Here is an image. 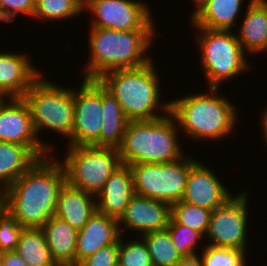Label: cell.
<instances>
[{
	"label": "cell",
	"mask_w": 267,
	"mask_h": 266,
	"mask_svg": "<svg viewBox=\"0 0 267 266\" xmlns=\"http://www.w3.org/2000/svg\"><path fill=\"white\" fill-rule=\"evenodd\" d=\"M53 154L38 159L0 195V204L23 228H41L54 216L66 174Z\"/></svg>",
	"instance_id": "cell-1"
},
{
	"label": "cell",
	"mask_w": 267,
	"mask_h": 266,
	"mask_svg": "<svg viewBox=\"0 0 267 266\" xmlns=\"http://www.w3.org/2000/svg\"><path fill=\"white\" fill-rule=\"evenodd\" d=\"M220 89L208 88L202 93H188L170 100V114L183 132L181 136L194 142L210 140V143L231 137L239 123L237 105L219 94Z\"/></svg>",
	"instance_id": "cell-2"
},
{
	"label": "cell",
	"mask_w": 267,
	"mask_h": 266,
	"mask_svg": "<svg viewBox=\"0 0 267 266\" xmlns=\"http://www.w3.org/2000/svg\"><path fill=\"white\" fill-rule=\"evenodd\" d=\"M156 31L157 29L116 31L90 27L87 41L89 57L83 65V78L98 79L106 72L140 67L155 60L152 59L154 55L152 57L148 53L156 38Z\"/></svg>",
	"instance_id": "cell-3"
},
{
	"label": "cell",
	"mask_w": 267,
	"mask_h": 266,
	"mask_svg": "<svg viewBox=\"0 0 267 266\" xmlns=\"http://www.w3.org/2000/svg\"><path fill=\"white\" fill-rule=\"evenodd\" d=\"M153 62L135 68L112 70L98 78L118 100L129 121L154 120L170 113V101H161V95H164L162 80Z\"/></svg>",
	"instance_id": "cell-4"
},
{
	"label": "cell",
	"mask_w": 267,
	"mask_h": 266,
	"mask_svg": "<svg viewBox=\"0 0 267 266\" xmlns=\"http://www.w3.org/2000/svg\"><path fill=\"white\" fill-rule=\"evenodd\" d=\"M179 131L170 113L154 120L128 121L122 144L118 147L122 165L179 160L187 154L179 141Z\"/></svg>",
	"instance_id": "cell-5"
},
{
	"label": "cell",
	"mask_w": 267,
	"mask_h": 266,
	"mask_svg": "<svg viewBox=\"0 0 267 266\" xmlns=\"http://www.w3.org/2000/svg\"><path fill=\"white\" fill-rule=\"evenodd\" d=\"M44 75L42 74L32 84L22 98L30 109L32 123L39 141L52 153L54 145L41 140L40 136L43 134L41 131H52L67 141L71 139L75 113L74 88L57 85Z\"/></svg>",
	"instance_id": "cell-6"
},
{
	"label": "cell",
	"mask_w": 267,
	"mask_h": 266,
	"mask_svg": "<svg viewBox=\"0 0 267 266\" xmlns=\"http://www.w3.org/2000/svg\"><path fill=\"white\" fill-rule=\"evenodd\" d=\"M194 28L197 34L195 42L200 51L199 62L208 88H220L223 83L243 75L241 73L252 71L251 60L246 57L248 55L234 31Z\"/></svg>",
	"instance_id": "cell-7"
},
{
	"label": "cell",
	"mask_w": 267,
	"mask_h": 266,
	"mask_svg": "<svg viewBox=\"0 0 267 266\" xmlns=\"http://www.w3.org/2000/svg\"><path fill=\"white\" fill-rule=\"evenodd\" d=\"M65 151L64 161L59 160L65 169L66 182L94 196L122 165L118 148L66 146Z\"/></svg>",
	"instance_id": "cell-8"
},
{
	"label": "cell",
	"mask_w": 267,
	"mask_h": 266,
	"mask_svg": "<svg viewBox=\"0 0 267 266\" xmlns=\"http://www.w3.org/2000/svg\"><path fill=\"white\" fill-rule=\"evenodd\" d=\"M185 155L170 163L129 165L135 194L169 203L183 198L189 169L198 161Z\"/></svg>",
	"instance_id": "cell-9"
},
{
	"label": "cell",
	"mask_w": 267,
	"mask_h": 266,
	"mask_svg": "<svg viewBox=\"0 0 267 266\" xmlns=\"http://www.w3.org/2000/svg\"><path fill=\"white\" fill-rule=\"evenodd\" d=\"M240 193V194H239ZM225 204L211 211L205 244L248 250L249 199L248 190L240 191ZM248 238V239H247Z\"/></svg>",
	"instance_id": "cell-10"
},
{
	"label": "cell",
	"mask_w": 267,
	"mask_h": 266,
	"mask_svg": "<svg viewBox=\"0 0 267 266\" xmlns=\"http://www.w3.org/2000/svg\"><path fill=\"white\" fill-rule=\"evenodd\" d=\"M83 10L84 13L89 11L87 13L92 16L89 27L116 31L157 28L147 1L145 3L142 0H85Z\"/></svg>",
	"instance_id": "cell-11"
},
{
	"label": "cell",
	"mask_w": 267,
	"mask_h": 266,
	"mask_svg": "<svg viewBox=\"0 0 267 266\" xmlns=\"http://www.w3.org/2000/svg\"><path fill=\"white\" fill-rule=\"evenodd\" d=\"M81 82L74 88V125L67 146L100 147L102 84L98 79L83 78Z\"/></svg>",
	"instance_id": "cell-12"
},
{
	"label": "cell",
	"mask_w": 267,
	"mask_h": 266,
	"mask_svg": "<svg viewBox=\"0 0 267 266\" xmlns=\"http://www.w3.org/2000/svg\"><path fill=\"white\" fill-rule=\"evenodd\" d=\"M0 142L26 146L38 159L52 155L39 141L23 98L0 100Z\"/></svg>",
	"instance_id": "cell-13"
},
{
	"label": "cell",
	"mask_w": 267,
	"mask_h": 266,
	"mask_svg": "<svg viewBox=\"0 0 267 266\" xmlns=\"http://www.w3.org/2000/svg\"><path fill=\"white\" fill-rule=\"evenodd\" d=\"M170 217L169 203L135 194L118 221V229L120 235L128 230L137 232L135 236L141 237L150 232L166 229Z\"/></svg>",
	"instance_id": "cell-14"
},
{
	"label": "cell",
	"mask_w": 267,
	"mask_h": 266,
	"mask_svg": "<svg viewBox=\"0 0 267 266\" xmlns=\"http://www.w3.org/2000/svg\"><path fill=\"white\" fill-rule=\"evenodd\" d=\"M234 194L205 162L197 161L190 169L182 201L213 211Z\"/></svg>",
	"instance_id": "cell-15"
},
{
	"label": "cell",
	"mask_w": 267,
	"mask_h": 266,
	"mask_svg": "<svg viewBox=\"0 0 267 266\" xmlns=\"http://www.w3.org/2000/svg\"><path fill=\"white\" fill-rule=\"evenodd\" d=\"M17 53V54H16ZM24 52H0V97L22 98L43 74Z\"/></svg>",
	"instance_id": "cell-16"
},
{
	"label": "cell",
	"mask_w": 267,
	"mask_h": 266,
	"mask_svg": "<svg viewBox=\"0 0 267 266\" xmlns=\"http://www.w3.org/2000/svg\"><path fill=\"white\" fill-rule=\"evenodd\" d=\"M253 0H248L247 6L245 0H201L191 11L190 25L193 27H202L212 30H232L236 31L237 21L243 11V7H249ZM236 26V28H234ZM235 29V30H234Z\"/></svg>",
	"instance_id": "cell-17"
},
{
	"label": "cell",
	"mask_w": 267,
	"mask_h": 266,
	"mask_svg": "<svg viewBox=\"0 0 267 266\" xmlns=\"http://www.w3.org/2000/svg\"><path fill=\"white\" fill-rule=\"evenodd\" d=\"M134 195L131 169L127 165H121L96 195L97 212L119 221Z\"/></svg>",
	"instance_id": "cell-18"
},
{
	"label": "cell",
	"mask_w": 267,
	"mask_h": 266,
	"mask_svg": "<svg viewBox=\"0 0 267 266\" xmlns=\"http://www.w3.org/2000/svg\"><path fill=\"white\" fill-rule=\"evenodd\" d=\"M119 237L118 221L96 211L77 233L75 266L100 248L114 244Z\"/></svg>",
	"instance_id": "cell-19"
},
{
	"label": "cell",
	"mask_w": 267,
	"mask_h": 266,
	"mask_svg": "<svg viewBox=\"0 0 267 266\" xmlns=\"http://www.w3.org/2000/svg\"><path fill=\"white\" fill-rule=\"evenodd\" d=\"M96 211V196L65 182L58 194L55 217L79 231Z\"/></svg>",
	"instance_id": "cell-20"
},
{
	"label": "cell",
	"mask_w": 267,
	"mask_h": 266,
	"mask_svg": "<svg viewBox=\"0 0 267 266\" xmlns=\"http://www.w3.org/2000/svg\"><path fill=\"white\" fill-rule=\"evenodd\" d=\"M244 10L235 34L248 56L263 54L267 52V0H253Z\"/></svg>",
	"instance_id": "cell-21"
},
{
	"label": "cell",
	"mask_w": 267,
	"mask_h": 266,
	"mask_svg": "<svg viewBox=\"0 0 267 266\" xmlns=\"http://www.w3.org/2000/svg\"><path fill=\"white\" fill-rule=\"evenodd\" d=\"M52 259L58 266H75L78 231L67 222L52 216L41 227Z\"/></svg>",
	"instance_id": "cell-22"
},
{
	"label": "cell",
	"mask_w": 267,
	"mask_h": 266,
	"mask_svg": "<svg viewBox=\"0 0 267 266\" xmlns=\"http://www.w3.org/2000/svg\"><path fill=\"white\" fill-rule=\"evenodd\" d=\"M37 160L26 146L0 142V195Z\"/></svg>",
	"instance_id": "cell-23"
},
{
	"label": "cell",
	"mask_w": 267,
	"mask_h": 266,
	"mask_svg": "<svg viewBox=\"0 0 267 266\" xmlns=\"http://www.w3.org/2000/svg\"><path fill=\"white\" fill-rule=\"evenodd\" d=\"M102 128L100 147L118 148L122 144L128 119L118 100L102 85Z\"/></svg>",
	"instance_id": "cell-24"
},
{
	"label": "cell",
	"mask_w": 267,
	"mask_h": 266,
	"mask_svg": "<svg viewBox=\"0 0 267 266\" xmlns=\"http://www.w3.org/2000/svg\"><path fill=\"white\" fill-rule=\"evenodd\" d=\"M15 251L29 266H58L41 228H23Z\"/></svg>",
	"instance_id": "cell-25"
},
{
	"label": "cell",
	"mask_w": 267,
	"mask_h": 266,
	"mask_svg": "<svg viewBox=\"0 0 267 266\" xmlns=\"http://www.w3.org/2000/svg\"><path fill=\"white\" fill-rule=\"evenodd\" d=\"M85 0H35V10L32 19L44 22H67L83 14ZM74 17V18H73ZM67 20V21H66Z\"/></svg>",
	"instance_id": "cell-26"
},
{
	"label": "cell",
	"mask_w": 267,
	"mask_h": 266,
	"mask_svg": "<svg viewBox=\"0 0 267 266\" xmlns=\"http://www.w3.org/2000/svg\"><path fill=\"white\" fill-rule=\"evenodd\" d=\"M141 238L146 243L153 266H175L182 258L167 229L144 234Z\"/></svg>",
	"instance_id": "cell-27"
},
{
	"label": "cell",
	"mask_w": 267,
	"mask_h": 266,
	"mask_svg": "<svg viewBox=\"0 0 267 266\" xmlns=\"http://www.w3.org/2000/svg\"><path fill=\"white\" fill-rule=\"evenodd\" d=\"M211 210L184 201L171 205V217L178 223L200 232L204 237L209 227Z\"/></svg>",
	"instance_id": "cell-28"
},
{
	"label": "cell",
	"mask_w": 267,
	"mask_h": 266,
	"mask_svg": "<svg viewBox=\"0 0 267 266\" xmlns=\"http://www.w3.org/2000/svg\"><path fill=\"white\" fill-rule=\"evenodd\" d=\"M166 229L172 238L174 247L177 249V252L181 257L198 254L201 247L199 244L202 242L205 244V237L200 232L178 224L172 217H170Z\"/></svg>",
	"instance_id": "cell-29"
},
{
	"label": "cell",
	"mask_w": 267,
	"mask_h": 266,
	"mask_svg": "<svg viewBox=\"0 0 267 266\" xmlns=\"http://www.w3.org/2000/svg\"><path fill=\"white\" fill-rule=\"evenodd\" d=\"M201 246L203 247L199 253L202 255L200 258L203 266H248L247 250L216 247L209 244Z\"/></svg>",
	"instance_id": "cell-30"
},
{
	"label": "cell",
	"mask_w": 267,
	"mask_h": 266,
	"mask_svg": "<svg viewBox=\"0 0 267 266\" xmlns=\"http://www.w3.org/2000/svg\"><path fill=\"white\" fill-rule=\"evenodd\" d=\"M127 236L120 235L119 237V255L118 261L123 266H153L148 252L146 243L138 236L132 240L126 239ZM134 238V239H133Z\"/></svg>",
	"instance_id": "cell-31"
},
{
	"label": "cell",
	"mask_w": 267,
	"mask_h": 266,
	"mask_svg": "<svg viewBox=\"0 0 267 266\" xmlns=\"http://www.w3.org/2000/svg\"><path fill=\"white\" fill-rule=\"evenodd\" d=\"M22 230L15 217L0 204V252L15 251Z\"/></svg>",
	"instance_id": "cell-32"
},
{
	"label": "cell",
	"mask_w": 267,
	"mask_h": 266,
	"mask_svg": "<svg viewBox=\"0 0 267 266\" xmlns=\"http://www.w3.org/2000/svg\"><path fill=\"white\" fill-rule=\"evenodd\" d=\"M35 0H0V16L3 23H13L18 16L32 18Z\"/></svg>",
	"instance_id": "cell-33"
},
{
	"label": "cell",
	"mask_w": 267,
	"mask_h": 266,
	"mask_svg": "<svg viewBox=\"0 0 267 266\" xmlns=\"http://www.w3.org/2000/svg\"><path fill=\"white\" fill-rule=\"evenodd\" d=\"M119 239L112 245L100 248L77 266H114L118 262Z\"/></svg>",
	"instance_id": "cell-34"
},
{
	"label": "cell",
	"mask_w": 267,
	"mask_h": 266,
	"mask_svg": "<svg viewBox=\"0 0 267 266\" xmlns=\"http://www.w3.org/2000/svg\"><path fill=\"white\" fill-rule=\"evenodd\" d=\"M1 266H29L16 251L1 252Z\"/></svg>",
	"instance_id": "cell-35"
},
{
	"label": "cell",
	"mask_w": 267,
	"mask_h": 266,
	"mask_svg": "<svg viewBox=\"0 0 267 266\" xmlns=\"http://www.w3.org/2000/svg\"><path fill=\"white\" fill-rule=\"evenodd\" d=\"M175 266H203L200 255L182 257Z\"/></svg>",
	"instance_id": "cell-36"
},
{
	"label": "cell",
	"mask_w": 267,
	"mask_h": 266,
	"mask_svg": "<svg viewBox=\"0 0 267 266\" xmlns=\"http://www.w3.org/2000/svg\"><path fill=\"white\" fill-rule=\"evenodd\" d=\"M264 109H262L261 114H260V131H261V138L264 140V144L265 147H267V105L265 107H263Z\"/></svg>",
	"instance_id": "cell-37"
},
{
	"label": "cell",
	"mask_w": 267,
	"mask_h": 266,
	"mask_svg": "<svg viewBox=\"0 0 267 266\" xmlns=\"http://www.w3.org/2000/svg\"><path fill=\"white\" fill-rule=\"evenodd\" d=\"M191 1H193V2H191V3H195V5L199 2V1H201V0H191Z\"/></svg>",
	"instance_id": "cell-38"
},
{
	"label": "cell",
	"mask_w": 267,
	"mask_h": 266,
	"mask_svg": "<svg viewBox=\"0 0 267 266\" xmlns=\"http://www.w3.org/2000/svg\"><path fill=\"white\" fill-rule=\"evenodd\" d=\"M114 266H123L119 261Z\"/></svg>",
	"instance_id": "cell-39"
}]
</instances>
